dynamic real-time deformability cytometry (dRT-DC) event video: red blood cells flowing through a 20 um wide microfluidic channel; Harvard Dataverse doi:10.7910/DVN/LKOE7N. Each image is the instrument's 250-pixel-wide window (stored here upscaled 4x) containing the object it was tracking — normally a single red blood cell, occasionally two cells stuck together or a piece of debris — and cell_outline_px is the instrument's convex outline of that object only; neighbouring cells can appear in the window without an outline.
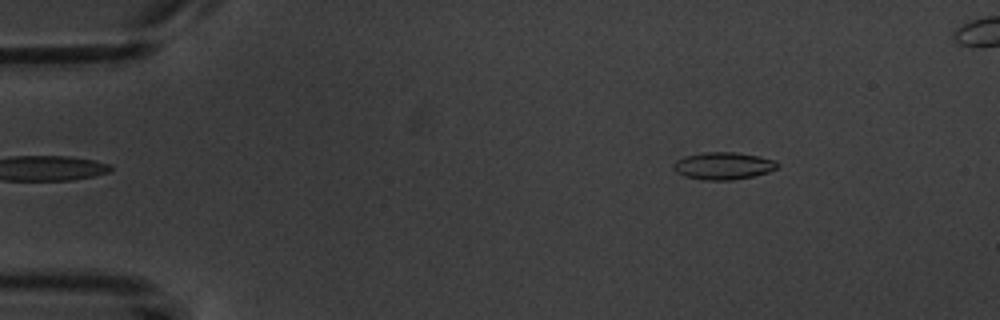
{"species": "common noctule bat (a hibernating species)", "species_latin": "Nyctalus noctula", "temperature_condition": "warm", "stored_images_in_passage": 3, "camera_frame_rate_fps": 3000, "um_per_image_px": 0.085, "animal": {"sex": "male", "body_mass_g": 20.1, "forearm_length_mm": 53.5}, "frame": {"image": 1, "passage_image": 3, "time_ms": 2.0, "image_size_px": [1000, 320], "cell_outline_px": [[780, 164], [776, 168], [768, 172], [752, 176], [732, 180], [704, 180], [684, 176], [676, 172], [672, 168], [672, 164], [676, 160], [684, 156], [704, 152], [736, 152], [760, 156], [776, 160]], "centroid_in_image_um": [61.46, 14.09], "position_along_channel_um": 23.5, "area_um2": 16.7}}